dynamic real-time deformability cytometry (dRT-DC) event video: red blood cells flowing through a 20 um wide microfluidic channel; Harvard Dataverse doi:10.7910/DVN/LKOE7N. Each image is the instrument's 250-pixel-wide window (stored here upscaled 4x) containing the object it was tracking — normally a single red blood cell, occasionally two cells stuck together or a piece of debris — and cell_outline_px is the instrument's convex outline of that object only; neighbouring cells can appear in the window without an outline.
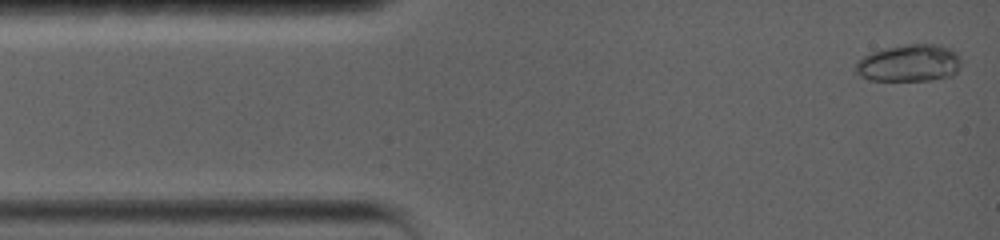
{"species": "common noctule bat (a hibernating species)", "species_latin": "Nyctalus noctula", "temperature_condition": "warm", "stored_images_in_passage": 47, "camera_frame_rate_fps": 5000, "um_per_image_px": 0.085, "animal": {"sex": "female", "body_mass_g": 19.0, "forearm_length_mm": 56.7}, "frame": {"image": 1, "passage_image": 2, "time_ms": 0.2, "image_size_px": [1000, 240], "cell_outline_px": [[960, 68], [952, 76], [928, 80], [868, 80], [860, 76], [856, 72], [856, 64], [864, 56], [872, 52], [884, 48], [904, 44], [940, 44], [952, 48], [960, 56]], "centroid_in_image_um": [77.32, 5.35], "position_along_channel_um": 7.7, "area_um2": 23.0}}
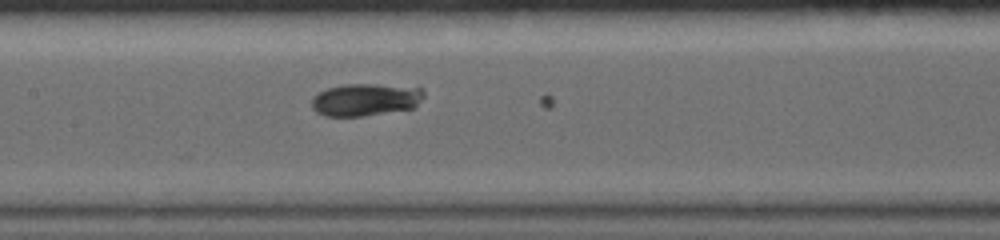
{"frame": {"image": 2, "passage_image": 23, "time_ms": 7.0, "image_size_px": [1000, 240], "cell_outline_px": [[424, 96], [412, 108], [364, 116], [324, 116], [316, 112], [312, 108], [312, 96], [328, 88], [344, 84], [376, 84], [424, 88]], "centroid_in_image_um": [31.04, 8.47], "position_along_channel_um": 176.4, "area_um2": 21.15}}
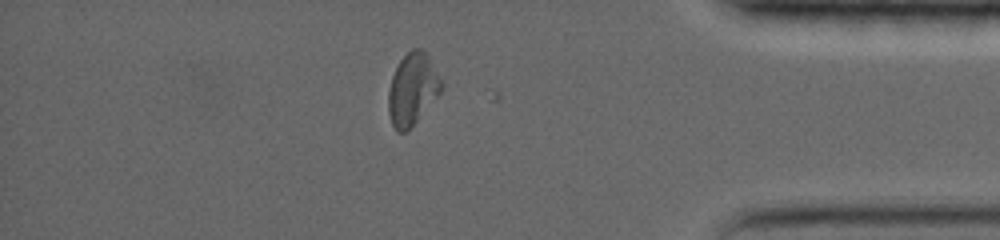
{"frame": {"image": 3, "passage_image": 37, "time_ms": 14.0, "image_size_px": [1000, 240], "cell_outline_px": [[444, 84], [440, 92], [416, 120], [404, 132], [396, 132], [392, 124], [388, 112], [388, 92], [392, 76], [400, 60], [412, 48], [424, 48]], "centroid_in_image_um": [35.05, 7.53], "position_along_channel_um": 400.2, "area_um2": 21.85}, "authors_computed_cell_mechanics": {"area_um2": 21.964, "velocity_mm_per_s": 3.5836, "shape_relaxation_time_tau1_ms": null, "shape_relaxation_time_tau2_ms": 2.298, "deformation_change_tau1": null, "deformation_change_tau2": 0.0679}}